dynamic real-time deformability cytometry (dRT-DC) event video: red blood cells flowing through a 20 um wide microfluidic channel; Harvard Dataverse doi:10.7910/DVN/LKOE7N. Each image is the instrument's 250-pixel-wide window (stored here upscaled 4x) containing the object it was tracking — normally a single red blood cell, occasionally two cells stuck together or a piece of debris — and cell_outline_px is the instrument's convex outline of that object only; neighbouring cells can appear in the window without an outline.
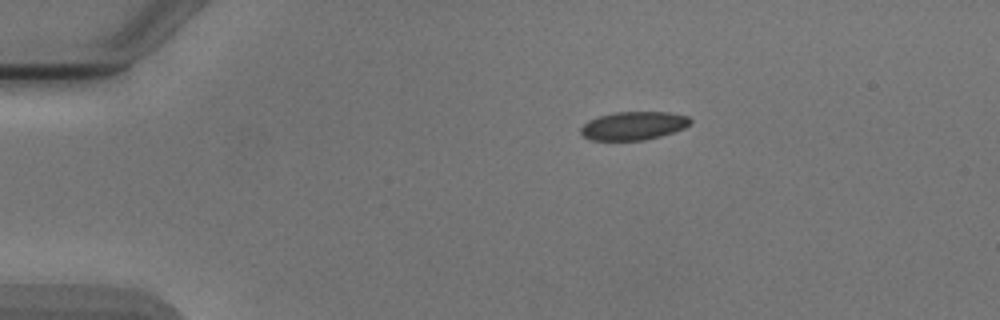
{"species": "Egyptian fruit bat (a non-hibernating species)", "species_latin": "Rousettus aegyptiacus", "temperature_condition": "cold", "stored_images_in_passage": 5, "camera_frame_rate_fps": 3000, "um_per_image_px": 0.085, "animal": {"sex": "male"}, "frame": {"image": 1, "passage_image": 1, "time_ms": 0.0, "image_size_px": [1000, 320], "cell_outline_px": [[692, 120], [684, 128], [660, 136], [644, 140], [592, 140], [584, 136], [580, 132], [580, 128], [588, 120], [600, 116], [616, 112], [668, 112], [688, 116]], "centroid_in_image_um": [53.84, 10.68], "position_along_channel_um": 31.2, "area_um2": 17.92}}
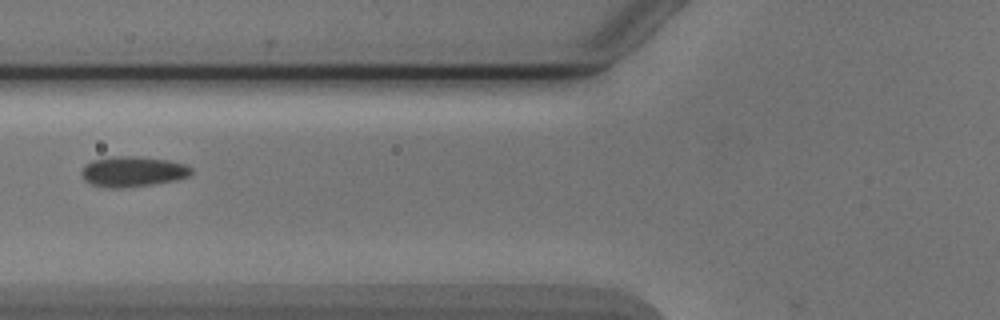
{"frame": {"image": 2, "passage_image": 4, "time_ms": 3.667, "image_size_px": [1000, 320], "cell_outline_px": [[192, 172], [188, 176], [176, 180], [152, 184], [124, 188], [112, 188], [92, 184], [84, 180], [80, 172], [84, 164], [92, 160], [112, 156], [136, 156], [168, 160], [184, 164], [192, 168]], "centroid_in_image_um": [11.25, 14.57], "position_along_channel_um": 114.5, "area_um2": 19.48}}
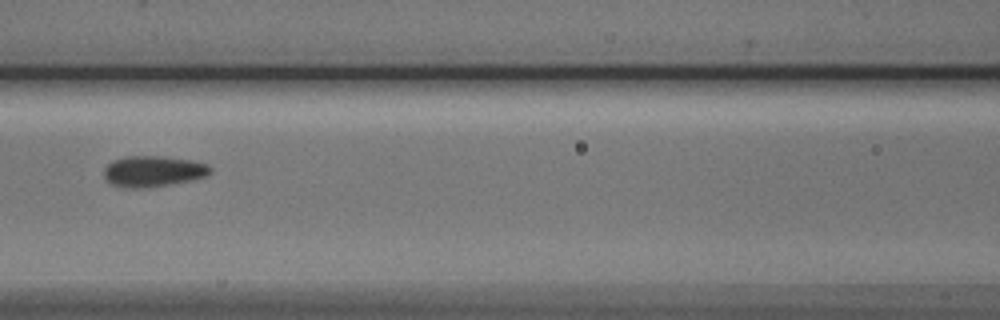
{"frame": {"image": 3, "passage_image": 5, "time_ms": 4.667, "image_size_px": [1000, 320], "cell_outline_px": [[212, 172], [204, 176], [192, 180], [168, 184], [140, 188], [124, 188], [112, 184], [104, 176], [104, 168], [112, 160], [128, 156], [160, 156], [192, 160], [208, 164], [212, 168]], "centroid_in_image_um": [13.02, 14.55], "position_along_channel_um": 153.6, "area_um2": 19.07}}